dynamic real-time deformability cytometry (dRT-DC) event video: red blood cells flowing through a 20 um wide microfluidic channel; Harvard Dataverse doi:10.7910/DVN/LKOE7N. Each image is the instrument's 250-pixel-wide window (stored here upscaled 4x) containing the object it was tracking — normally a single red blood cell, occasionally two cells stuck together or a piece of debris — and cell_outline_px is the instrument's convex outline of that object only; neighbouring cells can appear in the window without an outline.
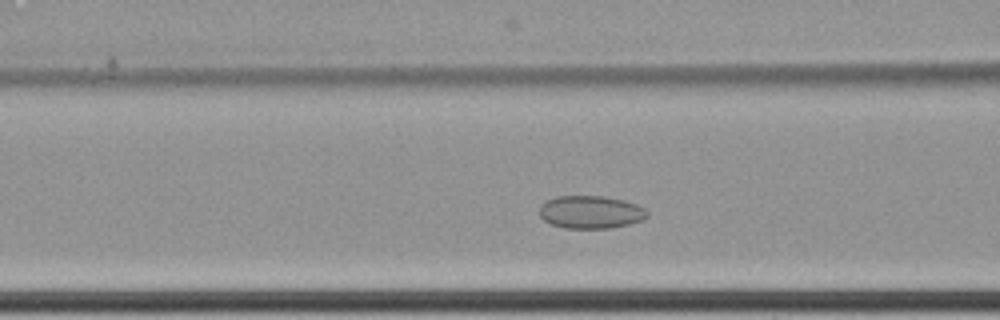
{"species": "common noctule bat (a hibernating species)", "species_latin": "Nyctalus noctula", "temperature_condition": "cold", "stored_images_in_passage": 43, "camera_frame_rate_fps": 3000, "um_per_image_px": 0.085, "animal": {"sex": "female", "body_mass_g": 22.7, "forearm_length_mm": 54.2}, "frame": {"image": 1, "passage_image": 15, "time_ms": 4.667, "image_size_px": [1000, 320], "cell_outline_px": [[648, 216], [640, 220], [628, 224], [608, 228], [564, 228], [552, 224], [544, 220], [540, 216], [540, 204], [556, 196], [604, 196], [624, 200], [636, 204], [644, 208], [648, 212]], "centroid_in_image_um": [50.19, 18.02], "position_along_channel_um": 116.4, "area_um2": 20.52}}
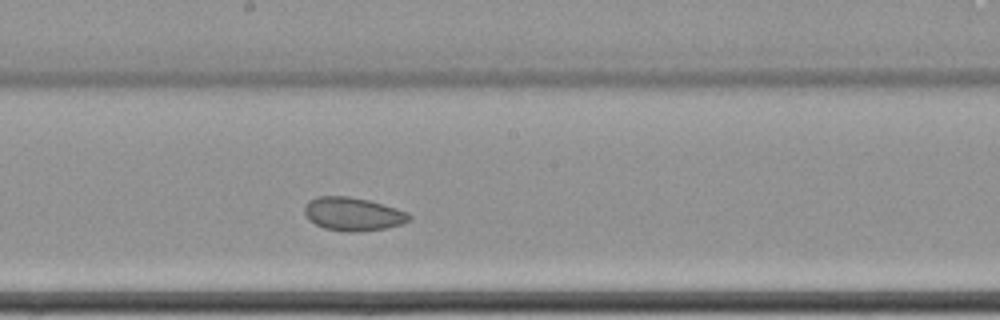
{"frame": {"image": 2, "passage_image": 24, "time_ms": 7.667, "image_size_px": [1000, 320], "cell_outline_px": [[412, 220], [400, 224], [384, 228], [360, 232], [348, 232], [324, 228], [308, 220], [304, 212], [304, 204], [308, 200], [316, 196], [348, 196], [368, 200], [384, 204], [408, 212], [412, 216]], "centroid_in_image_um": [29.99, 18.18], "position_along_channel_um": 218.2, "area_um2": 20.58}}
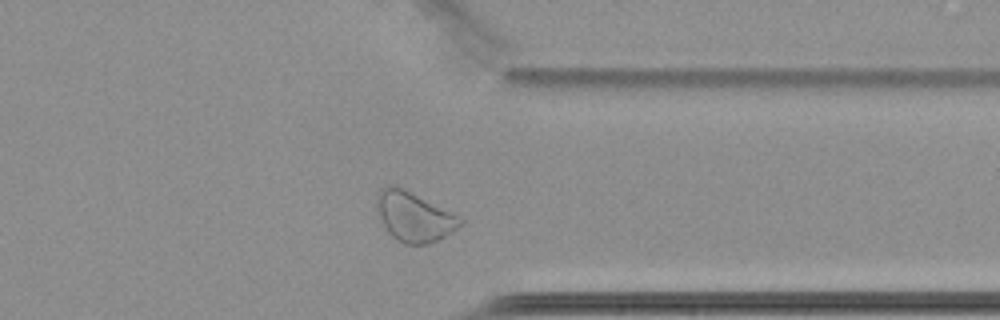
{"frame": {"image": 3, "passage_image": 38, "time_ms": 12.333, "image_size_px": [1000, 320], "cell_outline_px": [[464, 224], [452, 232], [428, 244], [404, 244], [396, 240], [388, 232], [380, 216], [376, 204], [376, 196], [380, 188], [404, 188], [460, 216], [464, 220]], "centroid_in_image_um": [35.23, 18.44], "position_along_channel_um": 376.2, "area_um2": 23.81}, "authors_computed_cell_mechanics": {"area_um2": 21.2704, "velocity_mm_per_s": 3.3953, "shape_relaxation_time_tau1_ms": null, "shape_relaxation_time_tau2_ms": 2.6502, "deformation_change_tau1": null, "deformation_change_tau2": 0.0568}}